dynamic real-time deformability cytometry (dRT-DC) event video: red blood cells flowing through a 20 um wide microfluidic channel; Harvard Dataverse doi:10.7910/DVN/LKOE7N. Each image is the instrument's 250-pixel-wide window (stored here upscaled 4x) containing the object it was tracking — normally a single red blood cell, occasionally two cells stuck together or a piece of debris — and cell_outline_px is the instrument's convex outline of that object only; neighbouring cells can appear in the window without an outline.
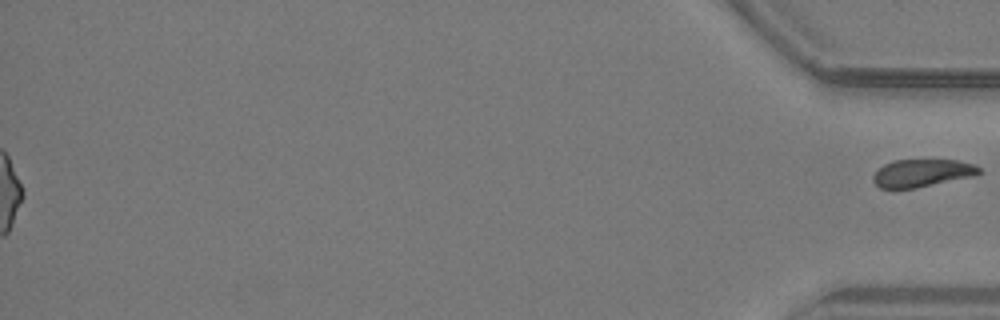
{"species": "common noctule bat (a hibernating species)", "species_latin": "Nyctalus noctula", "temperature_condition": "warm", "stored_images_in_passage": 47, "segment_of_instrument_passage": [2, 2], "camera_frame_rate_fps": 3000, "um_per_image_px": 0.085, "animal": {"sex": "male", "body_mass_g": 19.2, "forearm_length_mm": 51.8}, "frame": {"image": 1, "passage_image": 47, "time_ms": 15.333, "image_size_px": [1000, 320], "cell_outline_px": [[984, 172], [976, 176], [916, 188], [880, 188], [872, 180], [872, 176], [884, 164], [892, 160], [956, 160], [972, 164], [980, 168]], "centroid_in_image_um": [78.41, 14.71], "position_along_channel_um": 356.8, "area_um2": 17.17}}